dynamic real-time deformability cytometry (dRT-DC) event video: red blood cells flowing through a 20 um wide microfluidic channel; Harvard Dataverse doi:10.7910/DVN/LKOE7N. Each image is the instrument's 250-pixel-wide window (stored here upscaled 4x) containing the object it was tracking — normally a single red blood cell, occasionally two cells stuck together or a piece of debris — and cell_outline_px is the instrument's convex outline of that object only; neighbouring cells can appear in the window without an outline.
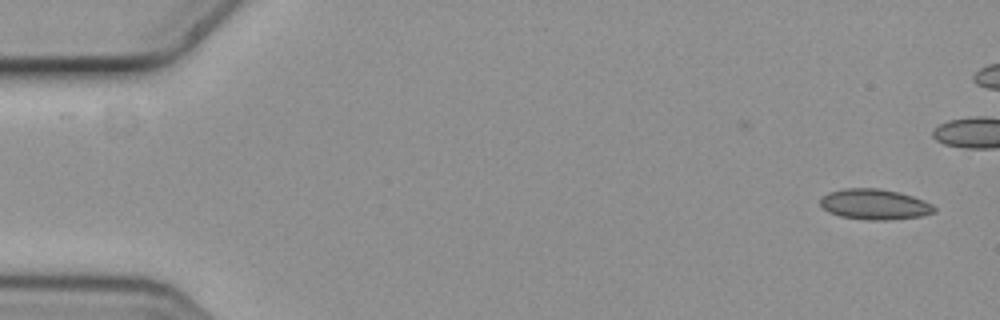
{"species": "common noctule bat (a hibernating species)", "species_latin": "Nyctalus noctula", "temperature_condition": "cold", "stored_images_in_passage": 3, "camera_frame_rate_fps": 3000, "um_per_image_px": 0.085, "animal": {"sex": "female", "body_mass_g": 19.3, "forearm_length_mm": 54.1}, "frame": {"image": 1, "passage_image": 3, "time_ms": 0.667, "image_size_px": [1000, 320], "cell_outline_px": [[936, 212], [920, 216], [888, 220], [868, 220], [840, 216], [828, 212], [820, 204], [820, 200], [828, 192], [844, 188], [880, 188], [912, 196], [924, 200], [932, 204], [936, 208]], "centroid_in_image_um": [74.34, 17.37], "position_along_channel_um": 10.7, "area_um2": 20.23}}